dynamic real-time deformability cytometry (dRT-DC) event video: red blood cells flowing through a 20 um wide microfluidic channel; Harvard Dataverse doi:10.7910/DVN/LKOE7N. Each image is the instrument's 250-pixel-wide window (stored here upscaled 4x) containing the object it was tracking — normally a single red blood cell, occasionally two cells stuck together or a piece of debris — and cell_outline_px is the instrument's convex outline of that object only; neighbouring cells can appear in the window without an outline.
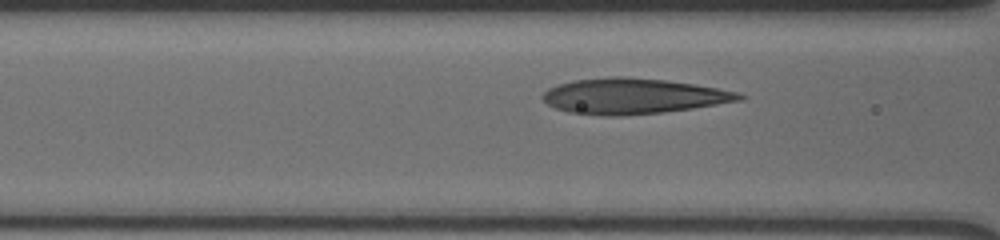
{"species": "human", "species_latin": "Homo sapiens", "temperature_condition": "cold", "stored_images_in_passage": 13, "camera_frame_rate_fps": 3000, "um_per_image_px": 0.085, "donor": {"sex": "male"}, "frame": {"image": 1, "passage_image": 10, "time_ms": 3.0, "image_size_px": [1000, 240], "cell_outline_px": [[748, 96], [740, 100], [692, 108], [660, 112], [620, 116], [604, 116], [568, 112], [556, 108], [548, 104], [544, 100], [544, 92], [548, 88], [556, 84], [572, 80], [608, 76], [624, 76], [664, 80], [692, 84], [740, 92]], "centroid_in_image_um": [53.78, 8.16], "position_along_channel_um": 112.8, "area_um2": 40.58}}